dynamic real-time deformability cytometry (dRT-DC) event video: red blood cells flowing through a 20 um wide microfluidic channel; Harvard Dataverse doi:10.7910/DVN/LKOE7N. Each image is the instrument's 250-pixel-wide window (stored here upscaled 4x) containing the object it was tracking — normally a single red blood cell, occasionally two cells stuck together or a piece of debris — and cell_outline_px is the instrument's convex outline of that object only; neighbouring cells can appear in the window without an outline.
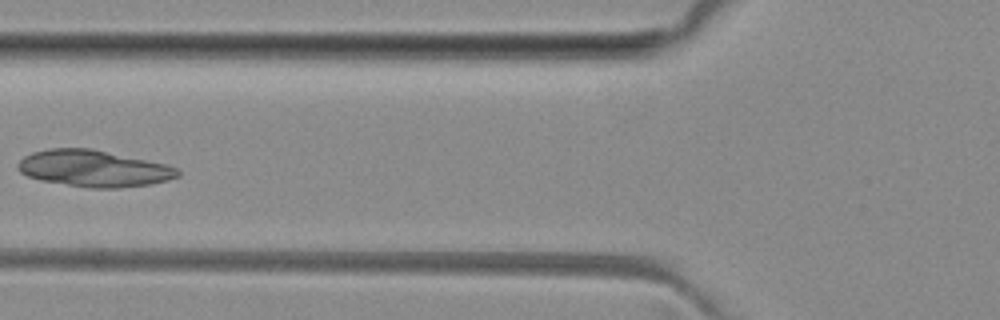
{"species": "common noctule bat (a hibernating species)", "species_latin": "Nyctalus noctula", "temperature_condition": "room temperature", "stored_images_in_passage": 8, "camera_frame_rate_fps": 3000, "um_per_image_px": 0.085, "animal": {"sex": "female", "body_mass_g": 29.2, "forearm_length_mm": 56.3}, "frame": {"image": 1, "passage_image": 7, "time_ms": 7.667, "image_size_px": [1000, 320], "cell_outline_px": [[180, 176], [168, 180], [148, 184], [120, 188], [92, 188], [40, 180], [28, 176], [20, 172], [16, 168], [16, 164], [24, 156], [32, 152], [48, 148], [92, 148], [168, 164], [176, 168], [180, 172]], "centroid_in_image_um": [7.96, 14.31], "position_along_channel_um": 117.8, "area_um2": 34.22}}
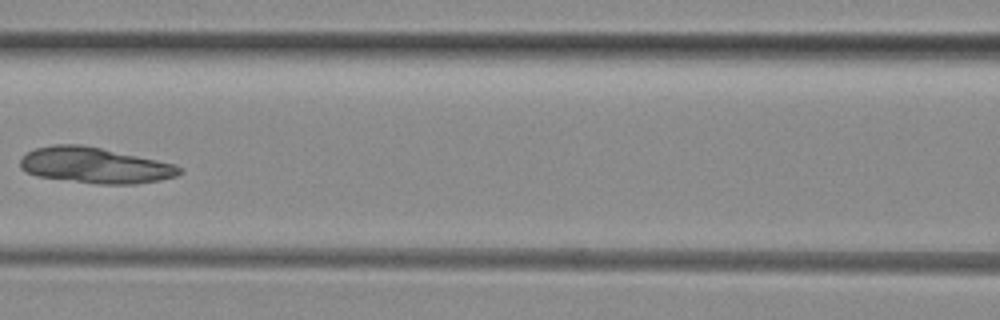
{"frame": {"image": 2, "passage_image": 8, "time_ms": 8.667, "image_size_px": [1000, 320], "cell_outline_px": [[184, 172], [176, 176], [160, 180], [136, 184], [96, 184], [36, 176], [24, 172], [20, 168], [20, 160], [28, 152], [36, 148], [56, 144], [80, 144], [100, 148], [176, 164], [184, 168]], "centroid_in_image_um": [8.09, 14.06], "position_along_channel_um": 158.5, "area_um2": 33.29}}